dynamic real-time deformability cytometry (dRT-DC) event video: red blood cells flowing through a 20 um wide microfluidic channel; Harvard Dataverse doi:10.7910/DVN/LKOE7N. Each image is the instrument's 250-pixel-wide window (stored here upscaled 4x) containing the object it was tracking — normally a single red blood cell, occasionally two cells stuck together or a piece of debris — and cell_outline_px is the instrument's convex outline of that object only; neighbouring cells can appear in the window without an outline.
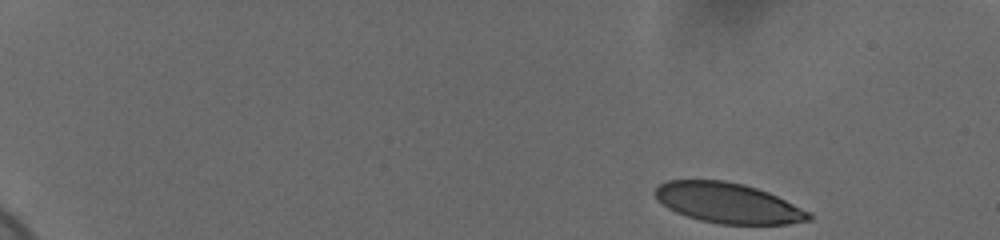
{"species": "human", "species_latin": "Homo sapiens", "temperature_condition": "cold", "stored_images_in_passage": 51, "camera_frame_rate_fps": 3000, "um_per_image_px": 0.085, "donor": {"sex": "female"}, "frame": {"image": 1, "passage_image": 1, "time_ms": 0.0, "image_size_px": [1000, 240], "cell_outline_px": [[812, 220], [788, 224], [720, 224], [700, 220], [676, 212], [668, 208], [652, 192], [660, 184], [668, 180], [724, 180], [744, 184], [768, 192], [812, 212]], "centroid_in_image_um": [61.92, 17.26], "position_along_channel_um": 23.1, "area_um2": 36.01}}
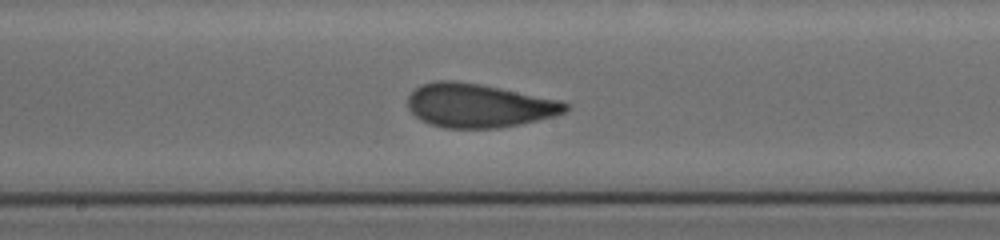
{"frame": {"image": 2, "passage_image": 28, "time_ms": 9.0, "image_size_px": [1000, 240], "cell_outline_px": [[572, 104], [564, 112], [552, 116], [520, 124], [496, 128], [444, 128], [428, 124], [420, 120], [408, 108], [408, 96], [420, 84], [436, 80], [456, 80], [480, 84], [560, 100]], "centroid_in_image_um": [40.66, 8.96], "position_along_channel_um": 207.5, "area_um2": 40.23}}
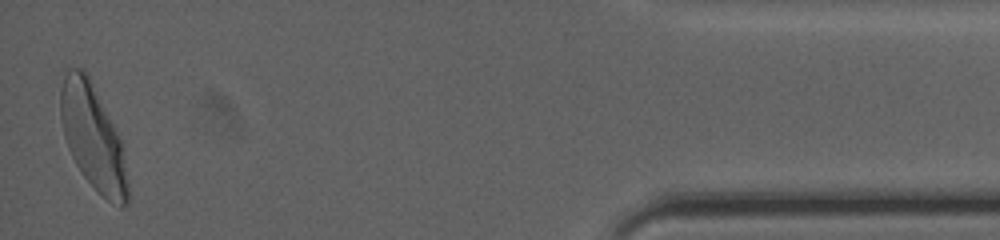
{"frame": {"image": 3, "passage_image": 51, "time_ms": 16.667, "image_size_px": [1000, 240], "cell_outline_px": [[128, 204], [120, 208], [96, 192], [80, 172], [68, 148], [64, 136], [60, 116], [60, 92], [64, 76], [68, 68], [84, 68], [88, 72], [120, 140], [128, 184]], "centroid_in_image_um": [7.87, 11.67], "position_along_channel_um": 427.3, "area_um2": 40.98}, "authors_computed_cell_mechanics": {"area_um2": 39.0728, "velocity_mm_per_s": 3.6848, "shape_relaxation_time_tau1_ms": 5.1491, "shape_relaxation_time_tau2_ms": 0.9012, "deformation_change_tau1": 0.1864, "deformation_change_tau2": 0.0753}}